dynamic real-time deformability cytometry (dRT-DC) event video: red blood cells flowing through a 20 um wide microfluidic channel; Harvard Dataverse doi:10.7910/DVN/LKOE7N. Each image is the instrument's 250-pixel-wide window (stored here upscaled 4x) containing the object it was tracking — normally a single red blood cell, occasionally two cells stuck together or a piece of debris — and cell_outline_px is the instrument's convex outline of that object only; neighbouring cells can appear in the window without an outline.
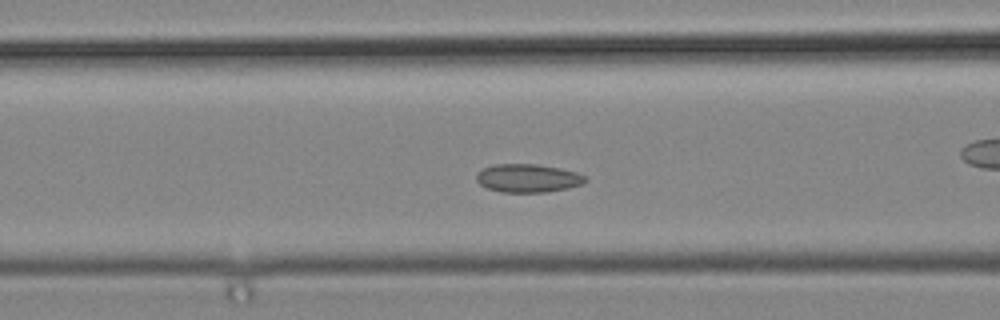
{"species": "common noctule bat (a hibernating species)", "species_latin": "Nyctalus noctula", "temperature_condition": "cold", "stored_images_in_passage": 50, "camera_frame_rate_fps": 3000, "um_per_image_px": 0.085, "animal": {"sex": "male", "body_mass_g": 19.2, "forearm_length_mm": 51.8}, "frame": {"image": 1, "passage_image": 19, "time_ms": 6.0, "image_size_px": [1000, 320], "cell_outline_px": [[588, 180], [584, 184], [568, 188], [548, 192], [500, 192], [488, 188], [480, 184], [476, 180], [476, 176], [484, 168], [496, 164], [536, 164], [560, 168], [576, 172], [584, 176]], "centroid_in_image_um": [44.91, 15.15], "position_along_channel_um": 121.7, "area_um2": 17.92}}
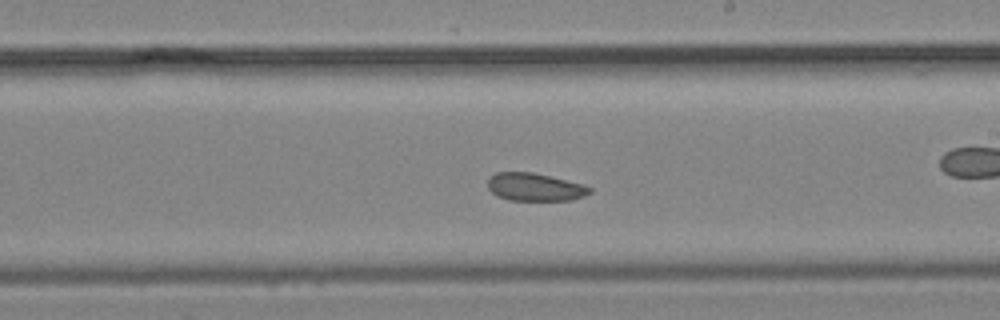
{"frame": {"image": 2, "passage_image": 28, "time_ms": 9.0, "image_size_px": [1000, 320], "cell_outline_px": [[592, 192], [584, 196], [572, 200], [508, 200], [496, 196], [488, 188], [488, 176], [496, 172], [532, 172], [584, 184], [592, 188]], "centroid_in_image_um": [45.45, 15.9], "position_along_channel_um": 243.5, "area_um2": 16.7}}
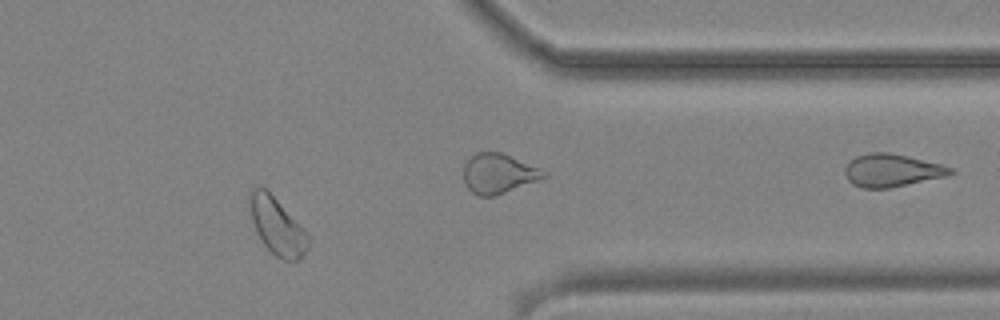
{"frame": {"image": 3, "passage_image": 40, "time_ms": 13.0, "image_size_px": [1000, 320], "cell_outline_px": [[308, 248], [300, 260], [284, 260], [276, 256], [264, 244], [252, 220], [248, 192], [256, 184], [260, 184], [276, 200], [308, 236]], "centroid_in_image_um": [23.51, 19.21], "position_along_channel_um": 387.9, "area_um2": 18.61}}